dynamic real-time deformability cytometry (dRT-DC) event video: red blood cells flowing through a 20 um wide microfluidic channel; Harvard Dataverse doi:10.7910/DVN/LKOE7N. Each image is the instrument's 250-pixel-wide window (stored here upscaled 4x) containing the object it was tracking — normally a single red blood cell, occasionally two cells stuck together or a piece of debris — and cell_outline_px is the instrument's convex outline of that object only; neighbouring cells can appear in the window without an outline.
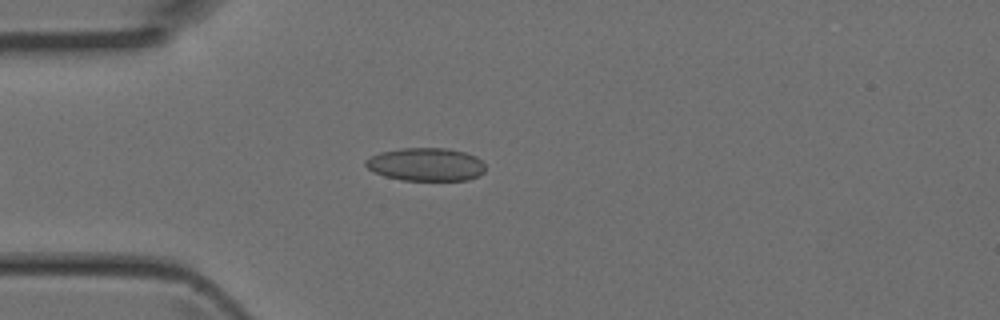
{"species": "Egyptian fruit bat (a non-hibernating species)", "species_latin": "Rousettus aegyptiacus", "temperature_condition": "room temperature", "stored_images_in_passage": 4, "camera_frame_rate_fps": 3000, "um_per_image_px": 0.085, "animal": {"sex": "female"}, "frame": {"image": 1, "passage_image": 4, "time_ms": 1.0, "image_size_px": [1000, 320], "cell_outline_px": [[484, 172], [480, 176], [468, 180], [400, 180], [384, 176], [372, 172], [364, 164], [364, 160], [380, 152], [400, 148], [448, 148], [464, 152], [476, 156], [484, 164]], "centroid_in_image_um": [36.19, 13.98], "position_along_channel_um": 48.8, "area_um2": 23.29}}